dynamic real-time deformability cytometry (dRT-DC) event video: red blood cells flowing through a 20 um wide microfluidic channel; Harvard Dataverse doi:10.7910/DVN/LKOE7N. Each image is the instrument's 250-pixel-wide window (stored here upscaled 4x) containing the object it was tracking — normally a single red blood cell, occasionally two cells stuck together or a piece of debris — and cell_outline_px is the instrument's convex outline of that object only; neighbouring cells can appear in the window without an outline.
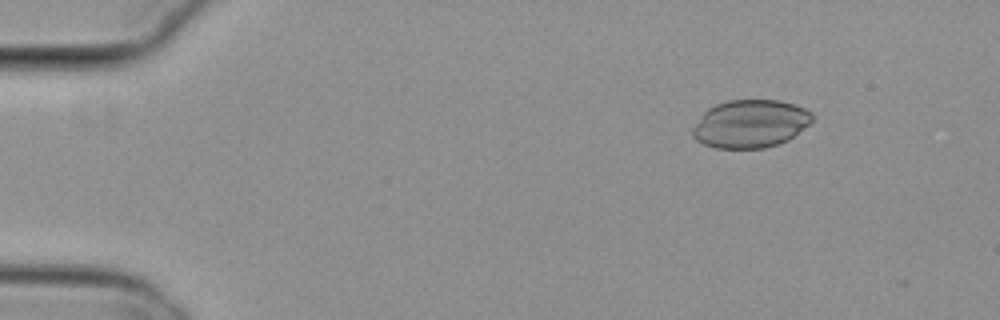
{"species": "common noctule bat (a hibernating species)", "species_latin": "Nyctalus noctula", "temperature_condition": "cold", "stored_images_in_passage": 6, "camera_frame_rate_fps": 3000, "um_per_image_px": 0.085, "animal": {"sex": "female", "body_mass_g": 29.2, "forearm_length_mm": 56.3}, "frame": {"image": 1, "passage_image": 1, "time_ms": 0.0, "image_size_px": [1000, 320], "cell_outline_px": [[812, 120], [808, 124], [788, 140], [764, 148], [716, 148], [704, 144], [696, 140], [692, 136], [692, 128], [704, 112], [708, 108], [716, 104], [728, 100], [780, 100], [804, 108], [812, 112]], "centroid_in_image_um": [63.75, 10.52], "position_along_channel_um": 21.2, "area_um2": 33.23}}